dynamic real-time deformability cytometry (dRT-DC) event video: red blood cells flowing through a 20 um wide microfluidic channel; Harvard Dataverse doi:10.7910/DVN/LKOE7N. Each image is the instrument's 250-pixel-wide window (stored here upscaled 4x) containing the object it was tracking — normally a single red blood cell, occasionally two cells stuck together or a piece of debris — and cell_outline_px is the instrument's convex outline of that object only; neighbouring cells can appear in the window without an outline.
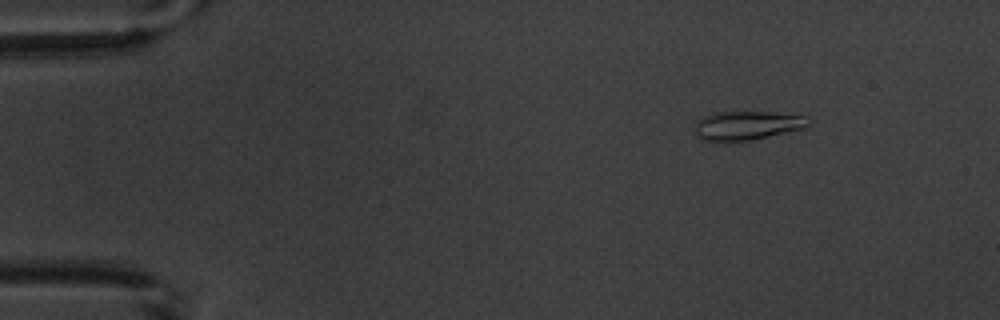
{"species": "common noctule bat (a hibernating species)", "species_latin": "Nyctalus noctula", "temperature_condition": "warm", "stored_images_in_passage": 4, "camera_frame_rate_fps": 3000, "um_per_image_px": 0.085, "animal": {"sex": "male", "body_mass_g": 20.1, "forearm_length_mm": 53.5}, "frame": {"image": 1, "passage_image": 4, "time_ms": 5.0, "image_size_px": [1000, 320], "cell_outline_px": [[812, 120], [804, 128], [768, 136], [748, 140], [724, 144], [704, 140], [692, 128], [696, 120], [712, 112], [768, 112], [812, 116]], "centroid_in_image_um": [63.47, 10.67], "position_along_channel_um": 21.5, "area_um2": 19.65}}